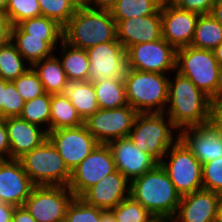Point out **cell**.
Returning a JSON list of instances; mask_svg holds the SVG:
<instances>
[{
    "instance_id": "bcb514c9",
    "label": "cell",
    "mask_w": 222,
    "mask_h": 222,
    "mask_svg": "<svg viewBox=\"0 0 222 222\" xmlns=\"http://www.w3.org/2000/svg\"><path fill=\"white\" fill-rule=\"evenodd\" d=\"M15 206L0 202V222H12Z\"/></svg>"
},
{
    "instance_id": "4316f807",
    "label": "cell",
    "mask_w": 222,
    "mask_h": 222,
    "mask_svg": "<svg viewBox=\"0 0 222 222\" xmlns=\"http://www.w3.org/2000/svg\"><path fill=\"white\" fill-rule=\"evenodd\" d=\"M100 109H117L129 105L124 79L104 78L93 84Z\"/></svg>"
},
{
    "instance_id": "5b68a950",
    "label": "cell",
    "mask_w": 222,
    "mask_h": 222,
    "mask_svg": "<svg viewBox=\"0 0 222 222\" xmlns=\"http://www.w3.org/2000/svg\"><path fill=\"white\" fill-rule=\"evenodd\" d=\"M128 137L137 148L160 163L179 139V130L165 112L138 113Z\"/></svg>"
},
{
    "instance_id": "60d3db41",
    "label": "cell",
    "mask_w": 222,
    "mask_h": 222,
    "mask_svg": "<svg viewBox=\"0 0 222 222\" xmlns=\"http://www.w3.org/2000/svg\"><path fill=\"white\" fill-rule=\"evenodd\" d=\"M216 1L217 0H180L175 6L199 15H207L211 13Z\"/></svg>"
},
{
    "instance_id": "44dd1931",
    "label": "cell",
    "mask_w": 222,
    "mask_h": 222,
    "mask_svg": "<svg viewBox=\"0 0 222 222\" xmlns=\"http://www.w3.org/2000/svg\"><path fill=\"white\" fill-rule=\"evenodd\" d=\"M2 120L5 122L7 129L10 159L19 160L48 138V132L45 129L19 116L7 117Z\"/></svg>"
},
{
    "instance_id": "e575fe53",
    "label": "cell",
    "mask_w": 222,
    "mask_h": 222,
    "mask_svg": "<svg viewBox=\"0 0 222 222\" xmlns=\"http://www.w3.org/2000/svg\"><path fill=\"white\" fill-rule=\"evenodd\" d=\"M116 222H149L152 214L135 201L131 196L122 200L115 208L110 210Z\"/></svg>"
},
{
    "instance_id": "9f6ffc18",
    "label": "cell",
    "mask_w": 222,
    "mask_h": 222,
    "mask_svg": "<svg viewBox=\"0 0 222 222\" xmlns=\"http://www.w3.org/2000/svg\"><path fill=\"white\" fill-rule=\"evenodd\" d=\"M180 0H161L162 5L175 6Z\"/></svg>"
},
{
    "instance_id": "f35d334b",
    "label": "cell",
    "mask_w": 222,
    "mask_h": 222,
    "mask_svg": "<svg viewBox=\"0 0 222 222\" xmlns=\"http://www.w3.org/2000/svg\"><path fill=\"white\" fill-rule=\"evenodd\" d=\"M203 189L222 193V157L202 164Z\"/></svg>"
},
{
    "instance_id": "30bf717a",
    "label": "cell",
    "mask_w": 222,
    "mask_h": 222,
    "mask_svg": "<svg viewBox=\"0 0 222 222\" xmlns=\"http://www.w3.org/2000/svg\"><path fill=\"white\" fill-rule=\"evenodd\" d=\"M126 59L127 68L143 72L167 74L176 70V49L164 38L127 48Z\"/></svg>"
},
{
    "instance_id": "6da1fadb",
    "label": "cell",
    "mask_w": 222,
    "mask_h": 222,
    "mask_svg": "<svg viewBox=\"0 0 222 222\" xmlns=\"http://www.w3.org/2000/svg\"><path fill=\"white\" fill-rule=\"evenodd\" d=\"M169 78L168 102L165 113L180 131L183 128L212 121V101L193 82L175 71Z\"/></svg>"
},
{
    "instance_id": "e0dca14e",
    "label": "cell",
    "mask_w": 222,
    "mask_h": 222,
    "mask_svg": "<svg viewBox=\"0 0 222 222\" xmlns=\"http://www.w3.org/2000/svg\"><path fill=\"white\" fill-rule=\"evenodd\" d=\"M199 14L176 6H161L162 38L176 50L190 46Z\"/></svg>"
},
{
    "instance_id": "d6986e66",
    "label": "cell",
    "mask_w": 222,
    "mask_h": 222,
    "mask_svg": "<svg viewBox=\"0 0 222 222\" xmlns=\"http://www.w3.org/2000/svg\"><path fill=\"white\" fill-rule=\"evenodd\" d=\"M116 170L129 181L154 168L158 162L146 152L137 148L129 137L119 138L108 143Z\"/></svg>"
},
{
    "instance_id": "816d5d0a",
    "label": "cell",
    "mask_w": 222,
    "mask_h": 222,
    "mask_svg": "<svg viewBox=\"0 0 222 222\" xmlns=\"http://www.w3.org/2000/svg\"><path fill=\"white\" fill-rule=\"evenodd\" d=\"M5 80L0 78V119H2V103H4Z\"/></svg>"
},
{
    "instance_id": "3957f363",
    "label": "cell",
    "mask_w": 222,
    "mask_h": 222,
    "mask_svg": "<svg viewBox=\"0 0 222 222\" xmlns=\"http://www.w3.org/2000/svg\"><path fill=\"white\" fill-rule=\"evenodd\" d=\"M63 40L80 49L117 40L116 21L109 10L95 9L83 3L63 27Z\"/></svg>"
},
{
    "instance_id": "cb8c5ba5",
    "label": "cell",
    "mask_w": 222,
    "mask_h": 222,
    "mask_svg": "<svg viewBox=\"0 0 222 222\" xmlns=\"http://www.w3.org/2000/svg\"><path fill=\"white\" fill-rule=\"evenodd\" d=\"M61 94L69 98L84 121L99 109L95 89L88 81L68 80Z\"/></svg>"
},
{
    "instance_id": "7dc6e473",
    "label": "cell",
    "mask_w": 222,
    "mask_h": 222,
    "mask_svg": "<svg viewBox=\"0 0 222 222\" xmlns=\"http://www.w3.org/2000/svg\"><path fill=\"white\" fill-rule=\"evenodd\" d=\"M212 122L222 132V102L212 103Z\"/></svg>"
},
{
    "instance_id": "f5cc1de1",
    "label": "cell",
    "mask_w": 222,
    "mask_h": 222,
    "mask_svg": "<svg viewBox=\"0 0 222 222\" xmlns=\"http://www.w3.org/2000/svg\"><path fill=\"white\" fill-rule=\"evenodd\" d=\"M214 56L222 68V43L213 50Z\"/></svg>"
},
{
    "instance_id": "1f68e13d",
    "label": "cell",
    "mask_w": 222,
    "mask_h": 222,
    "mask_svg": "<svg viewBox=\"0 0 222 222\" xmlns=\"http://www.w3.org/2000/svg\"><path fill=\"white\" fill-rule=\"evenodd\" d=\"M50 108L51 94L44 93L39 97L26 101L19 117L30 123L43 127L47 132H49Z\"/></svg>"
},
{
    "instance_id": "7402d4cb",
    "label": "cell",
    "mask_w": 222,
    "mask_h": 222,
    "mask_svg": "<svg viewBox=\"0 0 222 222\" xmlns=\"http://www.w3.org/2000/svg\"><path fill=\"white\" fill-rule=\"evenodd\" d=\"M219 193L200 189L181 196L173 222H216Z\"/></svg>"
},
{
    "instance_id": "8992f818",
    "label": "cell",
    "mask_w": 222,
    "mask_h": 222,
    "mask_svg": "<svg viewBox=\"0 0 222 222\" xmlns=\"http://www.w3.org/2000/svg\"><path fill=\"white\" fill-rule=\"evenodd\" d=\"M19 160L35 186H68L70 182L71 171L48 138Z\"/></svg>"
},
{
    "instance_id": "277c9868",
    "label": "cell",
    "mask_w": 222,
    "mask_h": 222,
    "mask_svg": "<svg viewBox=\"0 0 222 222\" xmlns=\"http://www.w3.org/2000/svg\"><path fill=\"white\" fill-rule=\"evenodd\" d=\"M168 74L127 68L124 83L128 104L138 113H163L167 108Z\"/></svg>"
},
{
    "instance_id": "d6a6232c",
    "label": "cell",
    "mask_w": 222,
    "mask_h": 222,
    "mask_svg": "<svg viewBox=\"0 0 222 222\" xmlns=\"http://www.w3.org/2000/svg\"><path fill=\"white\" fill-rule=\"evenodd\" d=\"M41 16L57 21L65 26L82 2L80 0H38Z\"/></svg>"
},
{
    "instance_id": "484cf974",
    "label": "cell",
    "mask_w": 222,
    "mask_h": 222,
    "mask_svg": "<svg viewBox=\"0 0 222 222\" xmlns=\"http://www.w3.org/2000/svg\"><path fill=\"white\" fill-rule=\"evenodd\" d=\"M61 56L58 57L68 80L87 81L89 75V59L85 49L69 45L64 40L60 42Z\"/></svg>"
},
{
    "instance_id": "6f0895ef",
    "label": "cell",
    "mask_w": 222,
    "mask_h": 222,
    "mask_svg": "<svg viewBox=\"0 0 222 222\" xmlns=\"http://www.w3.org/2000/svg\"><path fill=\"white\" fill-rule=\"evenodd\" d=\"M7 3H8V0H0V8L4 9Z\"/></svg>"
},
{
    "instance_id": "8fae6325",
    "label": "cell",
    "mask_w": 222,
    "mask_h": 222,
    "mask_svg": "<svg viewBox=\"0 0 222 222\" xmlns=\"http://www.w3.org/2000/svg\"><path fill=\"white\" fill-rule=\"evenodd\" d=\"M138 112L130 105L117 109H98L84 125L99 144L128 137Z\"/></svg>"
},
{
    "instance_id": "2e32d148",
    "label": "cell",
    "mask_w": 222,
    "mask_h": 222,
    "mask_svg": "<svg viewBox=\"0 0 222 222\" xmlns=\"http://www.w3.org/2000/svg\"><path fill=\"white\" fill-rule=\"evenodd\" d=\"M34 186L20 160H0V202L24 206Z\"/></svg>"
},
{
    "instance_id": "f1b7e54d",
    "label": "cell",
    "mask_w": 222,
    "mask_h": 222,
    "mask_svg": "<svg viewBox=\"0 0 222 222\" xmlns=\"http://www.w3.org/2000/svg\"><path fill=\"white\" fill-rule=\"evenodd\" d=\"M221 43L222 25L211 14L199 15L190 46L213 51Z\"/></svg>"
},
{
    "instance_id": "603a6c76",
    "label": "cell",
    "mask_w": 222,
    "mask_h": 222,
    "mask_svg": "<svg viewBox=\"0 0 222 222\" xmlns=\"http://www.w3.org/2000/svg\"><path fill=\"white\" fill-rule=\"evenodd\" d=\"M62 41L63 37H36L24 33L17 25L11 27V42L31 67L52 56Z\"/></svg>"
},
{
    "instance_id": "f546056e",
    "label": "cell",
    "mask_w": 222,
    "mask_h": 222,
    "mask_svg": "<svg viewBox=\"0 0 222 222\" xmlns=\"http://www.w3.org/2000/svg\"><path fill=\"white\" fill-rule=\"evenodd\" d=\"M161 0H118L110 10L115 21L161 13Z\"/></svg>"
},
{
    "instance_id": "11a10c76",
    "label": "cell",
    "mask_w": 222,
    "mask_h": 222,
    "mask_svg": "<svg viewBox=\"0 0 222 222\" xmlns=\"http://www.w3.org/2000/svg\"><path fill=\"white\" fill-rule=\"evenodd\" d=\"M149 222H173V219L167 217H154Z\"/></svg>"
},
{
    "instance_id": "83f0119b",
    "label": "cell",
    "mask_w": 222,
    "mask_h": 222,
    "mask_svg": "<svg viewBox=\"0 0 222 222\" xmlns=\"http://www.w3.org/2000/svg\"><path fill=\"white\" fill-rule=\"evenodd\" d=\"M84 124L69 98L62 94L51 95L50 131L77 127Z\"/></svg>"
},
{
    "instance_id": "f6af8a7d",
    "label": "cell",
    "mask_w": 222,
    "mask_h": 222,
    "mask_svg": "<svg viewBox=\"0 0 222 222\" xmlns=\"http://www.w3.org/2000/svg\"><path fill=\"white\" fill-rule=\"evenodd\" d=\"M12 222H36L30 213L23 207H15Z\"/></svg>"
},
{
    "instance_id": "7bdbcfd3",
    "label": "cell",
    "mask_w": 222,
    "mask_h": 222,
    "mask_svg": "<svg viewBox=\"0 0 222 222\" xmlns=\"http://www.w3.org/2000/svg\"><path fill=\"white\" fill-rule=\"evenodd\" d=\"M10 159V144L5 122L0 119V160Z\"/></svg>"
},
{
    "instance_id": "ab89813d",
    "label": "cell",
    "mask_w": 222,
    "mask_h": 222,
    "mask_svg": "<svg viewBox=\"0 0 222 222\" xmlns=\"http://www.w3.org/2000/svg\"><path fill=\"white\" fill-rule=\"evenodd\" d=\"M25 101L16 90L12 81L5 80L4 103H2V119L19 116L24 108Z\"/></svg>"
},
{
    "instance_id": "52a82bcc",
    "label": "cell",
    "mask_w": 222,
    "mask_h": 222,
    "mask_svg": "<svg viewBox=\"0 0 222 222\" xmlns=\"http://www.w3.org/2000/svg\"><path fill=\"white\" fill-rule=\"evenodd\" d=\"M221 67L212 50L192 46L176 50V72L190 79L211 99L219 86Z\"/></svg>"
},
{
    "instance_id": "ac0fdd59",
    "label": "cell",
    "mask_w": 222,
    "mask_h": 222,
    "mask_svg": "<svg viewBox=\"0 0 222 222\" xmlns=\"http://www.w3.org/2000/svg\"><path fill=\"white\" fill-rule=\"evenodd\" d=\"M129 196L130 181L116 170L87 189L80 198L88 205L110 211Z\"/></svg>"
},
{
    "instance_id": "8d00e7d4",
    "label": "cell",
    "mask_w": 222,
    "mask_h": 222,
    "mask_svg": "<svg viewBox=\"0 0 222 222\" xmlns=\"http://www.w3.org/2000/svg\"><path fill=\"white\" fill-rule=\"evenodd\" d=\"M4 12L12 26L23 20L41 16L38 0H8Z\"/></svg>"
},
{
    "instance_id": "7c38bea8",
    "label": "cell",
    "mask_w": 222,
    "mask_h": 222,
    "mask_svg": "<svg viewBox=\"0 0 222 222\" xmlns=\"http://www.w3.org/2000/svg\"><path fill=\"white\" fill-rule=\"evenodd\" d=\"M116 171L114 158L108 144H98L82 162L71 171L68 188L74 197H80L91 186Z\"/></svg>"
},
{
    "instance_id": "f907efd6",
    "label": "cell",
    "mask_w": 222,
    "mask_h": 222,
    "mask_svg": "<svg viewBox=\"0 0 222 222\" xmlns=\"http://www.w3.org/2000/svg\"><path fill=\"white\" fill-rule=\"evenodd\" d=\"M216 222H222V193L219 194L217 201Z\"/></svg>"
},
{
    "instance_id": "4fadbf2b",
    "label": "cell",
    "mask_w": 222,
    "mask_h": 222,
    "mask_svg": "<svg viewBox=\"0 0 222 222\" xmlns=\"http://www.w3.org/2000/svg\"><path fill=\"white\" fill-rule=\"evenodd\" d=\"M86 52L89 59L88 82L94 84L104 78H124L126 49L119 41L101 43L86 49Z\"/></svg>"
},
{
    "instance_id": "d590c367",
    "label": "cell",
    "mask_w": 222,
    "mask_h": 222,
    "mask_svg": "<svg viewBox=\"0 0 222 222\" xmlns=\"http://www.w3.org/2000/svg\"><path fill=\"white\" fill-rule=\"evenodd\" d=\"M104 211L86 204L80 197H74L67 207L64 222H101Z\"/></svg>"
},
{
    "instance_id": "c3c4849f",
    "label": "cell",
    "mask_w": 222,
    "mask_h": 222,
    "mask_svg": "<svg viewBox=\"0 0 222 222\" xmlns=\"http://www.w3.org/2000/svg\"><path fill=\"white\" fill-rule=\"evenodd\" d=\"M222 25V0H217L210 13Z\"/></svg>"
},
{
    "instance_id": "5bb4252c",
    "label": "cell",
    "mask_w": 222,
    "mask_h": 222,
    "mask_svg": "<svg viewBox=\"0 0 222 222\" xmlns=\"http://www.w3.org/2000/svg\"><path fill=\"white\" fill-rule=\"evenodd\" d=\"M48 139L56 147L70 171L99 144L84 124L49 131Z\"/></svg>"
},
{
    "instance_id": "d4e9b609",
    "label": "cell",
    "mask_w": 222,
    "mask_h": 222,
    "mask_svg": "<svg viewBox=\"0 0 222 222\" xmlns=\"http://www.w3.org/2000/svg\"><path fill=\"white\" fill-rule=\"evenodd\" d=\"M32 67L37 72L46 93L51 95L62 93L68 79L55 54L36 62Z\"/></svg>"
},
{
    "instance_id": "7a4b0ae2",
    "label": "cell",
    "mask_w": 222,
    "mask_h": 222,
    "mask_svg": "<svg viewBox=\"0 0 222 222\" xmlns=\"http://www.w3.org/2000/svg\"><path fill=\"white\" fill-rule=\"evenodd\" d=\"M130 196L153 217L167 218L174 217L181 199L160 163L130 181Z\"/></svg>"
},
{
    "instance_id": "9a60e30c",
    "label": "cell",
    "mask_w": 222,
    "mask_h": 222,
    "mask_svg": "<svg viewBox=\"0 0 222 222\" xmlns=\"http://www.w3.org/2000/svg\"><path fill=\"white\" fill-rule=\"evenodd\" d=\"M179 139L201 164L222 157V132L212 121L181 129Z\"/></svg>"
},
{
    "instance_id": "74e56055",
    "label": "cell",
    "mask_w": 222,
    "mask_h": 222,
    "mask_svg": "<svg viewBox=\"0 0 222 222\" xmlns=\"http://www.w3.org/2000/svg\"><path fill=\"white\" fill-rule=\"evenodd\" d=\"M12 82L25 102L46 93L44 86L33 67H30Z\"/></svg>"
},
{
    "instance_id": "ba28073f",
    "label": "cell",
    "mask_w": 222,
    "mask_h": 222,
    "mask_svg": "<svg viewBox=\"0 0 222 222\" xmlns=\"http://www.w3.org/2000/svg\"><path fill=\"white\" fill-rule=\"evenodd\" d=\"M160 164L181 196L203 189L202 164L180 139L169 148Z\"/></svg>"
},
{
    "instance_id": "db71d44e",
    "label": "cell",
    "mask_w": 222,
    "mask_h": 222,
    "mask_svg": "<svg viewBox=\"0 0 222 222\" xmlns=\"http://www.w3.org/2000/svg\"><path fill=\"white\" fill-rule=\"evenodd\" d=\"M101 222H116L114 216L111 214L110 211H104L102 213Z\"/></svg>"
},
{
    "instance_id": "4dcf8cb0",
    "label": "cell",
    "mask_w": 222,
    "mask_h": 222,
    "mask_svg": "<svg viewBox=\"0 0 222 222\" xmlns=\"http://www.w3.org/2000/svg\"><path fill=\"white\" fill-rule=\"evenodd\" d=\"M25 62L27 63L10 40L0 47V78L14 81L30 68Z\"/></svg>"
},
{
    "instance_id": "b9f144b4",
    "label": "cell",
    "mask_w": 222,
    "mask_h": 222,
    "mask_svg": "<svg viewBox=\"0 0 222 222\" xmlns=\"http://www.w3.org/2000/svg\"><path fill=\"white\" fill-rule=\"evenodd\" d=\"M11 23L3 8H0V47L11 40Z\"/></svg>"
},
{
    "instance_id": "ffe728a7",
    "label": "cell",
    "mask_w": 222,
    "mask_h": 222,
    "mask_svg": "<svg viewBox=\"0 0 222 222\" xmlns=\"http://www.w3.org/2000/svg\"><path fill=\"white\" fill-rule=\"evenodd\" d=\"M117 40L127 49L162 38L161 13L116 21Z\"/></svg>"
},
{
    "instance_id": "836d02e7",
    "label": "cell",
    "mask_w": 222,
    "mask_h": 222,
    "mask_svg": "<svg viewBox=\"0 0 222 222\" xmlns=\"http://www.w3.org/2000/svg\"><path fill=\"white\" fill-rule=\"evenodd\" d=\"M17 26L24 32L36 37H63V26L57 21L39 16L21 21Z\"/></svg>"
},
{
    "instance_id": "ee69618b",
    "label": "cell",
    "mask_w": 222,
    "mask_h": 222,
    "mask_svg": "<svg viewBox=\"0 0 222 222\" xmlns=\"http://www.w3.org/2000/svg\"><path fill=\"white\" fill-rule=\"evenodd\" d=\"M118 0H85L84 5L102 10H111L117 3Z\"/></svg>"
},
{
    "instance_id": "9c48e42d",
    "label": "cell",
    "mask_w": 222,
    "mask_h": 222,
    "mask_svg": "<svg viewBox=\"0 0 222 222\" xmlns=\"http://www.w3.org/2000/svg\"><path fill=\"white\" fill-rule=\"evenodd\" d=\"M73 198L67 186H34L23 207L36 222H64Z\"/></svg>"
},
{
    "instance_id": "681fc988",
    "label": "cell",
    "mask_w": 222,
    "mask_h": 222,
    "mask_svg": "<svg viewBox=\"0 0 222 222\" xmlns=\"http://www.w3.org/2000/svg\"><path fill=\"white\" fill-rule=\"evenodd\" d=\"M211 101L212 103L222 102V69L220 72L219 86L216 91V95L211 99Z\"/></svg>"
}]
</instances>
